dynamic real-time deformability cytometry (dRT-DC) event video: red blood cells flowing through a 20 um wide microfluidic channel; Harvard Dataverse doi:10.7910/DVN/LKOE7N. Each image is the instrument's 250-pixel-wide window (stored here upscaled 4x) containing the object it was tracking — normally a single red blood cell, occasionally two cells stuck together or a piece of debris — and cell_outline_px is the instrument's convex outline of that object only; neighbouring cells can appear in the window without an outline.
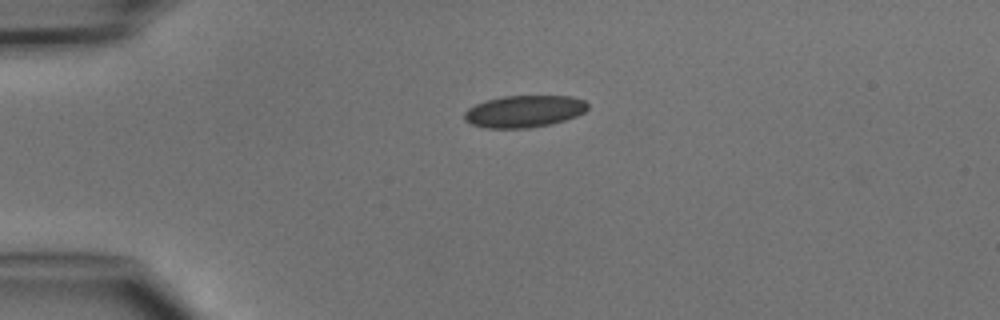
{"species": "common noctule bat (a hibernating species)", "species_latin": "Nyctalus noctula", "temperature_condition": "cold", "stored_images_in_passage": 5, "camera_frame_rate_fps": 3000, "um_per_image_px": 0.085, "animal": {"sex": "male", "body_mass_g": 15.6}, "frame": {"image": 1, "passage_image": 5, "time_ms": 4.667, "image_size_px": [1000, 320], "cell_outline_px": [[588, 108], [584, 112], [576, 116], [552, 124], [528, 128], [484, 128], [472, 124], [464, 120], [464, 112], [468, 108], [476, 104], [488, 100], [504, 96], [572, 96], [584, 100], [588, 104]], "centroid_in_image_um": [44.56, 9.47], "position_along_channel_um": 40.4, "area_um2": 23.0}}